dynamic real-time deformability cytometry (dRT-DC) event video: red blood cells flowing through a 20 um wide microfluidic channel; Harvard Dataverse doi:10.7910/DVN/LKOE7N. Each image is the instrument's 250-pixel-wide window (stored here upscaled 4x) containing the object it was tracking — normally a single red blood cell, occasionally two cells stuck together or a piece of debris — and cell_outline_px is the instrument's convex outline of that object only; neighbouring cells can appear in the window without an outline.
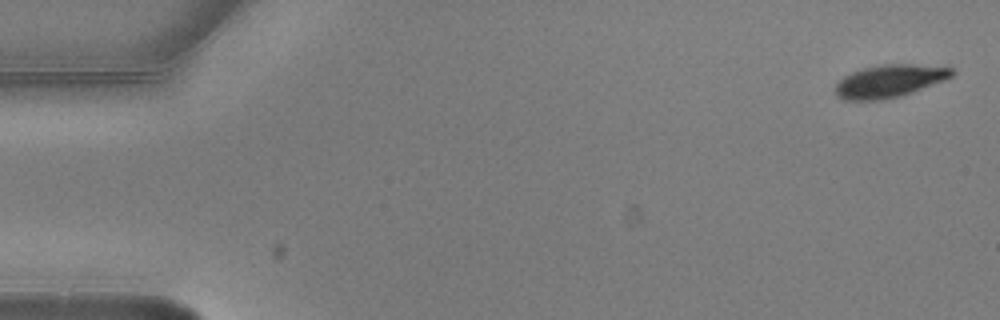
{"species": "common noctule bat (a hibernating species)", "species_latin": "Nyctalus noctula", "temperature_condition": "warm", "stored_images_in_passage": 6, "camera_frame_rate_fps": 3000, "um_per_image_px": 0.085, "animal": {"sex": "male", "body_mass_g": 20.5, "forearm_length_mm": 52.5}, "frame": {"image": 1, "passage_image": 1, "time_ms": 0.0, "image_size_px": [1000, 320], "cell_outline_px": [[956, 72], [952, 76], [944, 80], [912, 92], [900, 96], [880, 100], [844, 100], [836, 96], [836, 84], [844, 76], [852, 72], [864, 68], [880, 64], [912, 64], [952, 68]], "centroid_in_image_um": [75.59, 6.89], "position_along_channel_um": 9.4, "area_um2": 22.02}}
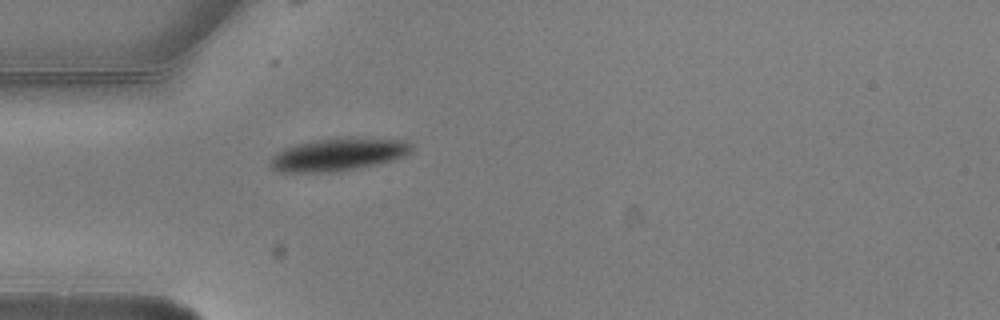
{"frame": {"image": 2, "passage_image": 5, "time_ms": 1.333, "image_size_px": [1000, 320], "cell_outline_px": [[412, 152], [404, 156], [376, 164], [360, 168], [340, 172], [280, 172], [272, 168], [268, 164], [268, 160], [276, 152], [292, 144], [316, 140], [344, 136], [360, 136], [404, 140], [412, 144]], "centroid_in_image_um": [28.74, 13.11], "position_along_channel_um": 56.3, "area_um2": 27.74}}